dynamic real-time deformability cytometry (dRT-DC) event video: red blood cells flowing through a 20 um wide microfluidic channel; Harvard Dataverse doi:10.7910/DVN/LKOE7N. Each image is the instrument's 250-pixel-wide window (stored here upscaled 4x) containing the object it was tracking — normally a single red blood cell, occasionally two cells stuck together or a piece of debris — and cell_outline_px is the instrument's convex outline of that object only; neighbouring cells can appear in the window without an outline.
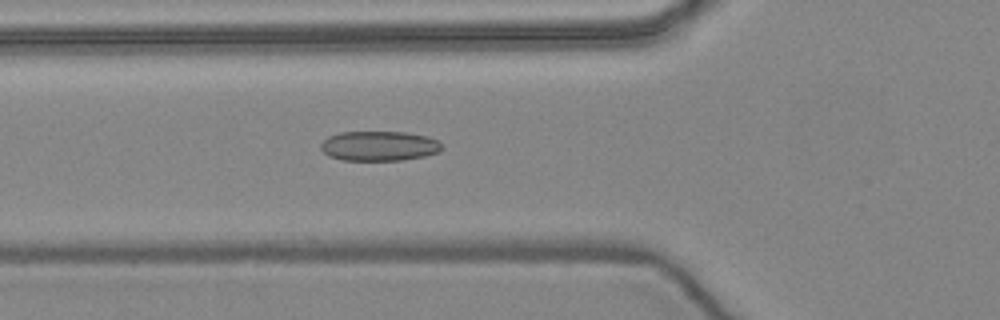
{"species": "common noctule bat (a hibernating species)", "species_latin": "Nyctalus noctula", "temperature_condition": "warm", "stored_images_in_passage": 36, "camera_frame_rate_fps": 3000, "um_per_image_px": 0.085, "animal": {"sex": "female", "body_mass_g": 24.6, "forearm_length_mm": 56.2}, "frame": {"image": 1, "passage_image": 3, "time_ms": 0.667, "image_size_px": [1000, 320], "cell_outline_px": [[440, 152], [424, 156], [404, 160], [344, 160], [328, 156], [320, 148], [320, 144], [328, 136], [340, 132], [404, 132], [428, 136], [436, 140], [440, 144]], "centroid_in_image_um": [32.2, 12.41], "position_along_channel_um": 93.6, "area_um2": 20.98}}
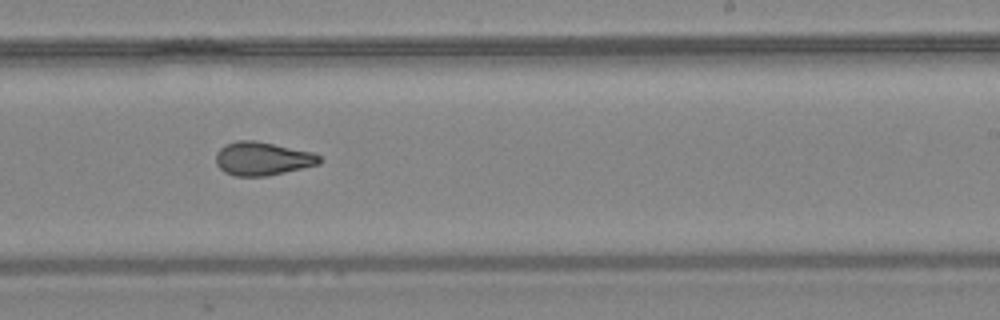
{"frame": {"image": 2, "passage_image": 16, "time_ms": 5.0, "image_size_px": [1000, 320], "cell_outline_px": [[324, 160], [320, 164], [268, 176], [236, 176], [224, 172], [216, 164], [216, 152], [224, 144], [236, 140], [252, 140], [312, 152], [320, 156]], "centroid_in_image_um": [22.3, 13.49], "position_along_channel_um": 266.7, "area_um2": 20.23}}
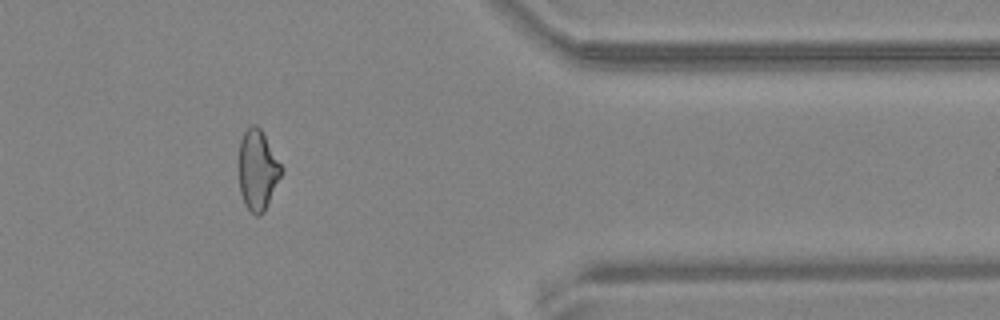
{"frame": {"image": 3, "passage_image": 27, "time_ms": 8.667, "image_size_px": [1000, 320], "cell_outline_px": [[284, 172], [264, 212], [260, 216], [256, 216], [244, 204], [240, 192], [240, 140], [244, 132], [252, 124], [256, 124], [260, 128], [284, 168]], "centroid_in_image_um": [21.94, 14.47], "position_along_channel_um": 389.5, "area_um2": 19.88}, "authors_computed_cell_mechanics": {"area_um2": 20.3456, "velocity_mm_per_s": 3.9755, "shape_relaxation_time_tau1_ms": null, "shape_relaxation_time_tau2_ms": 1.4602, "deformation_change_tau1": null, "deformation_change_tau2": 0.0781}}